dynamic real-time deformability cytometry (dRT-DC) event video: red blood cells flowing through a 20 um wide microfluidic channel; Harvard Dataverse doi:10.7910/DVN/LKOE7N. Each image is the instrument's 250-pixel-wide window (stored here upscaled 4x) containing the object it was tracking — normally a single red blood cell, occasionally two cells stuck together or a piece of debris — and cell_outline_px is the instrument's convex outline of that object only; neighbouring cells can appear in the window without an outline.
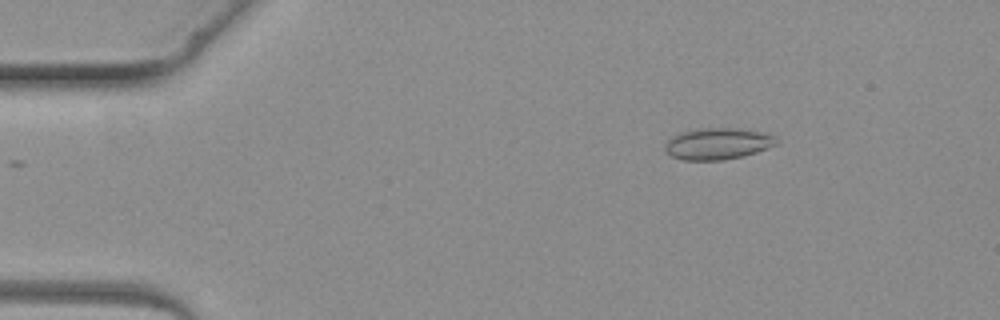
{"species": "common noctule bat (a hibernating species)", "species_latin": "Nyctalus noctula", "temperature_condition": "warm", "stored_images_in_passage": 5, "camera_frame_rate_fps": 3000, "um_per_image_px": 0.085, "animal": {"sex": "female", "body_mass_g": 19.3, "forearm_length_mm": 54.1}, "frame": {"image": 1, "passage_image": 2, "time_ms": 1.333, "image_size_px": [1000, 320], "cell_outline_px": [[776, 144], [756, 152], [744, 156], [724, 160], [684, 160], [672, 156], [664, 152], [664, 144], [672, 136], [680, 132], [700, 128], [740, 128], [764, 132], [776, 136]], "centroid_in_image_um": [60.98, 12.21], "position_along_channel_um": 24.0, "area_um2": 20.63}}
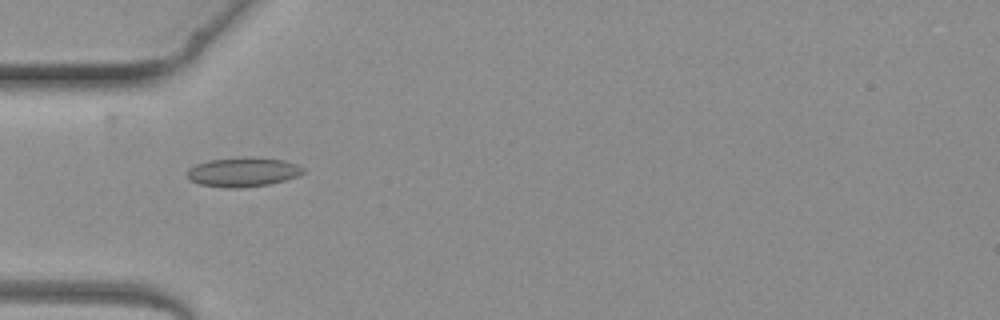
{"frame": {"image": 2, "passage_image": 4, "time_ms": 3.667, "image_size_px": [1000, 320], "cell_outline_px": [[304, 172], [296, 176], [284, 180], [268, 184], [236, 188], [228, 188], [200, 184], [188, 180], [188, 168], [196, 164], [208, 160], [284, 160], [296, 164], [304, 168]], "centroid_in_image_um": [20.61, 14.67], "position_along_channel_um": 64.4, "area_um2": 18.67}}
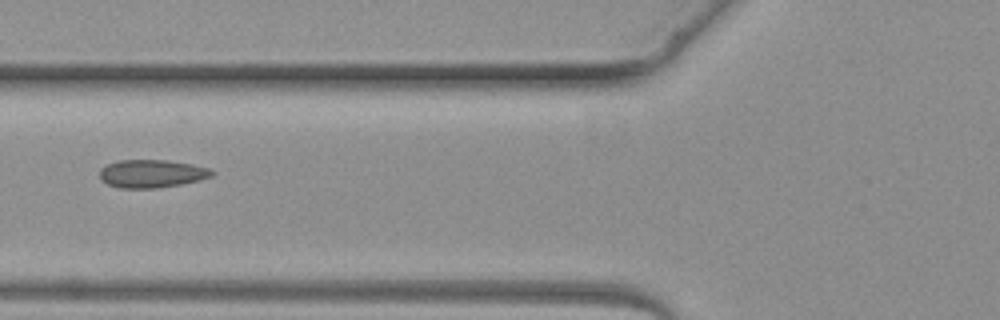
{"frame": {"image": 3, "passage_image": 5, "time_ms": 4.667, "image_size_px": [1000, 320], "cell_outline_px": [[216, 172], [212, 176], [200, 180], [160, 188], [120, 188], [108, 184], [100, 180], [100, 168], [116, 160], [164, 160], [192, 164], [208, 168]], "centroid_in_image_um": [12.89, 14.76], "position_along_channel_um": 112.9, "area_um2": 18.38}}